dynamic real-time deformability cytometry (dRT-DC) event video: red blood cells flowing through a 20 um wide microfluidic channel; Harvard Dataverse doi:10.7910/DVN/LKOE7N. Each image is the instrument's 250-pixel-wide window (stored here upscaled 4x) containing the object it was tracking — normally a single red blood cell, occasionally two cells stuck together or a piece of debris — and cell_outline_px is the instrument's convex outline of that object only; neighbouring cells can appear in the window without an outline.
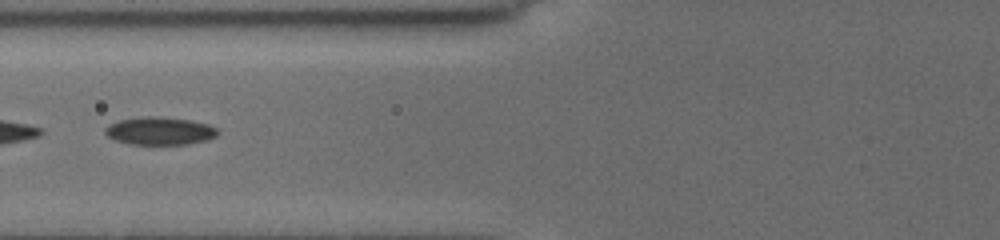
{"species": "common noctule bat (a hibernating species)", "species_latin": "Nyctalus noctula", "temperature_condition": "cold", "stored_images_in_passage": 15, "camera_frame_rate_fps": 3000, "um_per_image_px": 0.085, "animal": {"sex": "female", "body_mass_g": 19.5, "forearm_length_mm": 54.1}, "frame": {"image": 1, "passage_image": 10, "time_ms": 2.0, "image_size_px": [1000, 240], "cell_outline_px": [[220, 132], [216, 136], [208, 140], [188, 144], [128, 144], [112, 140], [104, 132], [104, 128], [108, 124], [120, 120], [148, 116], [160, 116], [188, 120], [208, 124], [216, 128]], "centroid_in_image_um": [13.56, 11.14], "position_along_channel_um": 112.2, "area_um2": 18.38}}